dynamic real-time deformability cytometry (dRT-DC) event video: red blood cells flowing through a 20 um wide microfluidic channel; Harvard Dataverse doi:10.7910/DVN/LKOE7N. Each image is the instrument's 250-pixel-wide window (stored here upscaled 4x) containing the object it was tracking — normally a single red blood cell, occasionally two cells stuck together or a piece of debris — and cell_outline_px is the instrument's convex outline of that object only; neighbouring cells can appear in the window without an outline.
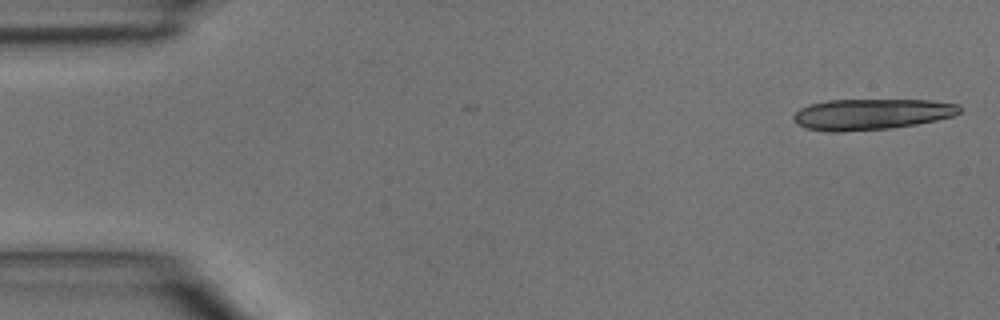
{"species": "common noctule bat (a hibernating species)", "species_latin": "Nyctalus noctula", "temperature_condition": "room temperature", "stored_images_in_passage": 4, "segment_of_instrument_passage": [1, 2], "camera_frame_rate_fps": 3000, "um_per_image_px": 0.085, "animal": {"sex": "male", "body_mass_g": 15.6}, "frame": {"image": 1, "passage_image": 1, "time_ms": 0.0, "image_size_px": [1000, 320], "cell_outline_px": [[960, 112], [952, 116], [936, 120], [916, 124], [892, 128], [844, 132], [828, 132], [804, 128], [792, 116], [800, 108], [808, 104], [828, 100], [932, 100], [960, 104]], "centroid_in_image_um": [74.07, 9.71], "position_along_channel_um": 10.9, "area_um2": 30.06}}